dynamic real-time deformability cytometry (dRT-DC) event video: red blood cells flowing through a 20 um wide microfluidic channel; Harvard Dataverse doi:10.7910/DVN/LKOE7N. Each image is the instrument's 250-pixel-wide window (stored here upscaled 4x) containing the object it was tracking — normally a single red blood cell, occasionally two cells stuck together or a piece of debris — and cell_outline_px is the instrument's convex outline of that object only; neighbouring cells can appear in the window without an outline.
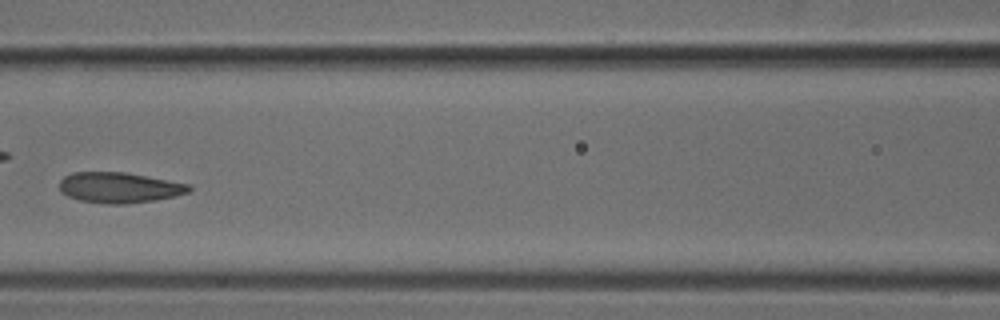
{"species": "common noctule bat (a hibernating species)", "species_latin": "Nyctalus noctula", "temperature_condition": "cold", "stored_images_in_passage": 7, "camera_frame_rate_fps": 3000, "um_per_image_px": 0.085, "animal": {"sex": "male", "body_mass_g": 18.8}, "frame": {"image": 1, "passage_image": 6, "time_ms": 1.667, "image_size_px": [1000, 320], "cell_outline_px": [[192, 188], [188, 192], [176, 196], [156, 200], [124, 204], [108, 204], [80, 200], [68, 196], [60, 192], [60, 180], [64, 176], [72, 172], [124, 172], [188, 184]], "centroid_in_image_um": [10.11, 15.95], "position_along_channel_um": 156.5, "area_um2": 22.95}}
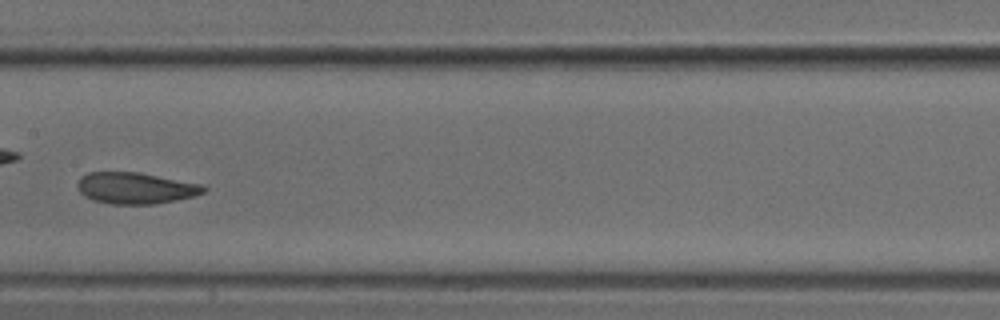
{"frame": {"image": 2, "passage_image": 7, "time_ms": 2.0, "image_size_px": [1000, 320], "cell_outline_px": [[208, 188], [204, 192], [196, 196], [156, 204], [112, 204], [92, 200], [84, 196], [76, 188], [76, 184], [80, 176], [88, 172], [140, 172], [200, 184]], "centroid_in_image_um": [11.49, 15.99], "position_along_channel_um": 195.9, "area_um2": 23.29}}